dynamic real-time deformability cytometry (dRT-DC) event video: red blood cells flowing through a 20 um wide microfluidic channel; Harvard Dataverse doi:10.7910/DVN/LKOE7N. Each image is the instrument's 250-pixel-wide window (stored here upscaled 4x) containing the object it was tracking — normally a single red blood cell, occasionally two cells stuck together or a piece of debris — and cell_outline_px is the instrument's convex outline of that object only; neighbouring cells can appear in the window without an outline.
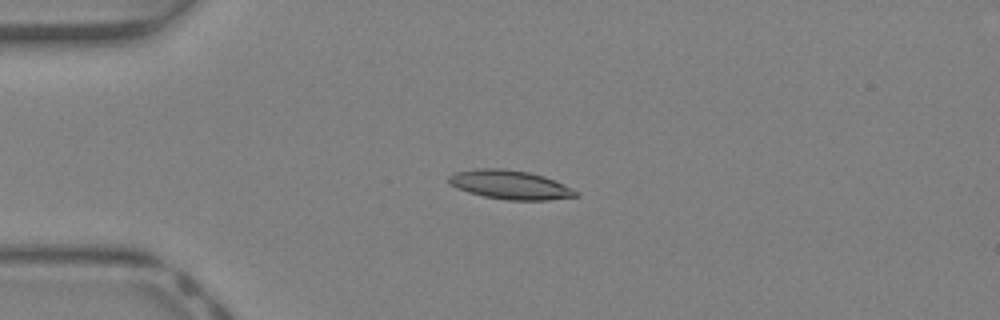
{"species": "Egyptian fruit bat (a non-hibernating species)", "species_latin": "Rousettus aegyptiacus", "temperature_condition": "warm", "stored_images_in_passage": 38, "camera_frame_rate_fps": 3000, "um_per_image_px": 0.085, "animal": {"sex": "female"}, "frame": {"image": 1, "passage_image": 7, "time_ms": 2.0, "image_size_px": [1000, 320], "cell_outline_px": [[580, 196], [548, 200], [508, 200], [484, 196], [468, 192], [456, 188], [448, 184], [448, 176], [456, 172], [476, 168], [504, 168], [528, 172], [544, 176], [580, 192]], "centroid_in_image_um": [43.34, 15.7], "position_along_channel_um": 41.7, "area_um2": 21.5}}
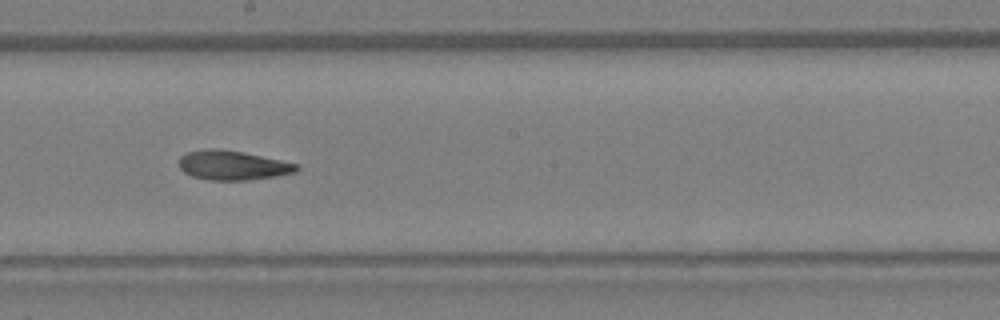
{"frame": {"image": 2, "passage_image": 20, "time_ms": 6.333, "image_size_px": [1000, 320], "cell_outline_px": [[300, 168], [296, 172], [272, 176], [244, 180], [208, 180], [192, 176], [184, 172], [180, 168], [180, 156], [188, 152], [204, 148], [220, 148], [300, 164]], "centroid_in_image_um": [19.75, 14.04], "position_along_channel_um": 228.4, "area_um2": 19.94}}
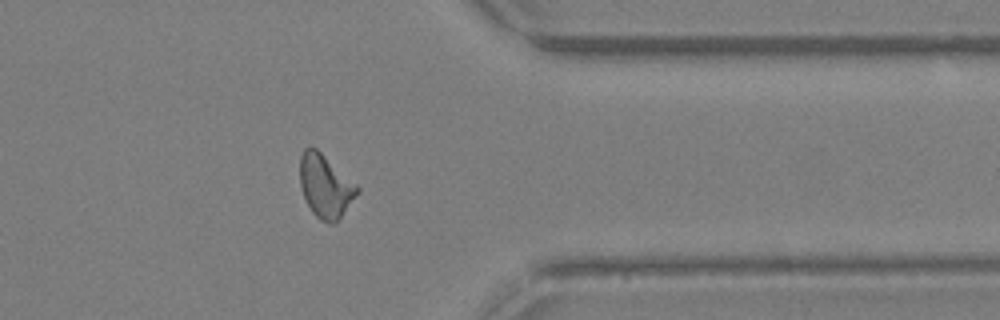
{"frame": {"image": 3, "passage_image": 30, "time_ms": 9.667, "image_size_px": [1000, 320], "cell_outline_px": [[360, 192], [336, 224], [328, 224], [320, 220], [312, 212], [300, 188], [300, 156], [304, 148], [316, 148], [356, 184], [360, 188]], "centroid_in_image_um": [27.67, 15.86], "position_along_channel_um": 383.7, "area_um2": 21.1}, "authors_computed_cell_mechanics": {"area_um2": 20.3745, "velocity_mm_per_s": 4.9827, "shape_relaxation_time_tau1_ms": 6.7558, "shape_relaxation_time_tau2_ms": 2.4008, "deformation_change_tau1": 0.2372, "deformation_change_tau2": 0.1102}}